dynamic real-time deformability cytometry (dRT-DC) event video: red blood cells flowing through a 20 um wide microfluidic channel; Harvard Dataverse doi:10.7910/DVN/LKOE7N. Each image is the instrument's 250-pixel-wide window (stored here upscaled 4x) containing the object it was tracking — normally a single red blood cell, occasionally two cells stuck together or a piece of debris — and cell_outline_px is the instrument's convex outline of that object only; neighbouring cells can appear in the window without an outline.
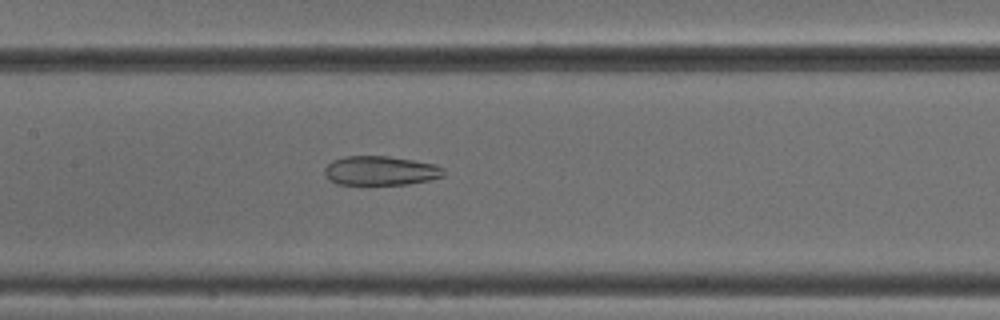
{"species": "common noctule bat (a hibernating species)", "species_latin": "Nyctalus noctula", "temperature_condition": "cold", "stored_images_in_passage": 51, "camera_frame_rate_fps": 3000, "um_per_image_px": 0.085, "animal": {"sex": "male", "body_mass_g": 18.8}, "frame": {"image": 1, "passage_image": 24, "time_ms": 7.667, "image_size_px": [1000, 320], "cell_outline_px": [[444, 176], [428, 180], [408, 184], [336, 184], [328, 180], [324, 172], [324, 168], [332, 160], [344, 156], [388, 156], [436, 164], [444, 168]], "centroid_in_image_um": [32.32, 14.5], "position_along_channel_um": 175.1, "area_um2": 20.35}}
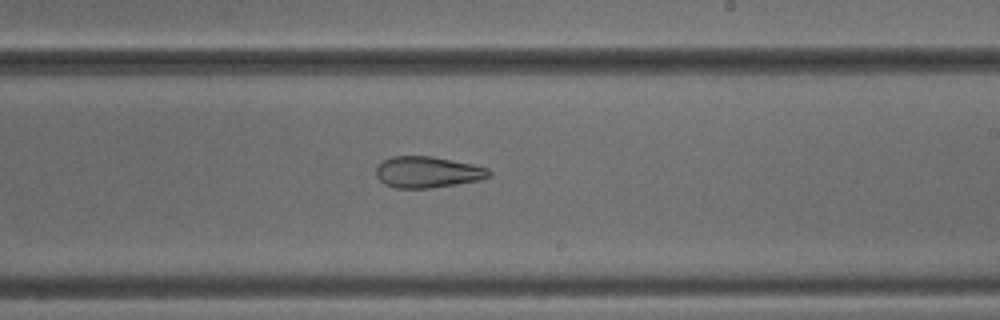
{"frame": {"image": 2, "passage_image": 30, "time_ms": 9.667, "image_size_px": [1000, 320], "cell_outline_px": [[492, 176], [480, 180], [432, 188], [396, 188], [384, 184], [376, 176], [376, 168], [384, 160], [392, 156], [432, 156], [472, 164], [488, 168], [492, 172]], "centroid_in_image_um": [36.36, 14.63], "position_along_channel_um": 252.6, "area_um2": 20.63}}
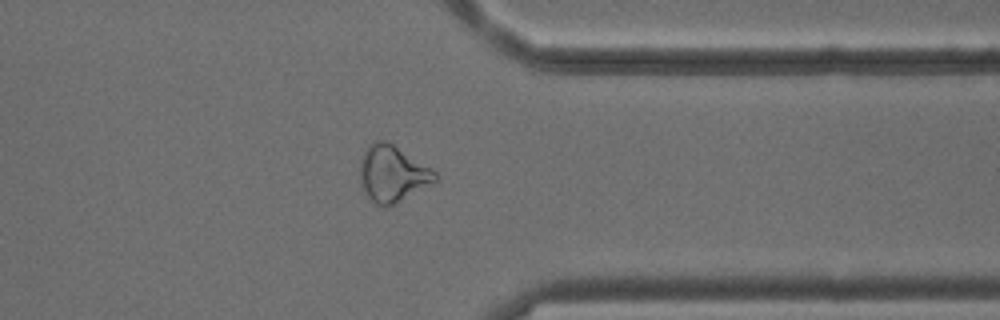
{"frame": {"image": 3, "passage_image": 40, "time_ms": 13.0, "image_size_px": [1000, 320], "cell_outline_px": [[440, 176], [436, 180], [388, 208], [384, 208], [376, 204], [364, 192], [360, 180], [360, 164], [364, 152], [368, 144], [376, 140], [388, 140], [432, 168]], "centroid_in_image_um": [33.35, 14.75], "position_along_channel_um": 378.0, "area_um2": 24.8}, "authors_computed_cell_mechanics": {"area_um2": 25.8944, "velocity_mm_per_s": 3.8925, "shape_relaxation_time_tau1_ms": null, "shape_relaxation_time_tau2_ms": 4.0825, "deformation_change_tau1": null, "deformation_change_tau2": 0.1415}}